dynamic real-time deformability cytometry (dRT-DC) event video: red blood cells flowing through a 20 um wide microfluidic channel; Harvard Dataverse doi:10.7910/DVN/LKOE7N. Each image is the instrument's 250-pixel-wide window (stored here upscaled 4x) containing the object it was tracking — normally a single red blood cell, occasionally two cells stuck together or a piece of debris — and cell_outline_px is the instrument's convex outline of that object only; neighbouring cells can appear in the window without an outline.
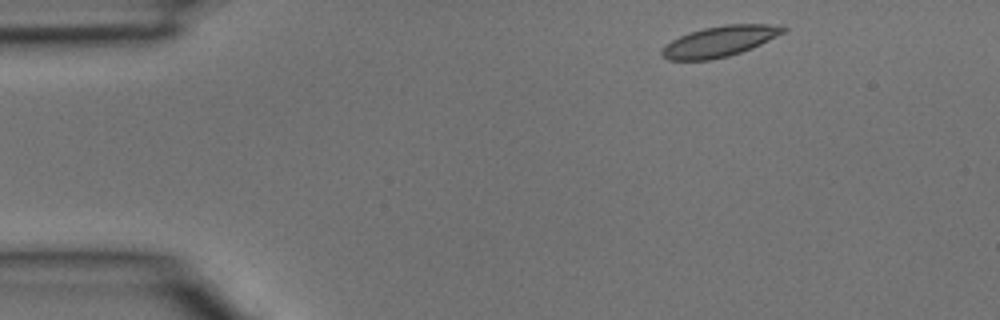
{"species": "common noctule bat (a hibernating species)", "species_latin": "Nyctalus noctula", "temperature_condition": "room temperature", "stored_images_in_passage": 3, "camera_frame_rate_fps": 3000, "um_per_image_px": 0.085, "animal": {"sex": "male", "body_mass_g": 15.6}, "frame": {"image": 1, "passage_image": 1, "time_ms": 0.0, "image_size_px": [1000, 320], "cell_outline_px": [[788, 28], [784, 32], [752, 48], [728, 56], [708, 60], [668, 60], [660, 52], [672, 40], [688, 32], [704, 28], [724, 24], [768, 24]], "centroid_in_image_um": [61.16, 3.51], "position_along_channel_um": 23.8, "area_um2": 21.33}}